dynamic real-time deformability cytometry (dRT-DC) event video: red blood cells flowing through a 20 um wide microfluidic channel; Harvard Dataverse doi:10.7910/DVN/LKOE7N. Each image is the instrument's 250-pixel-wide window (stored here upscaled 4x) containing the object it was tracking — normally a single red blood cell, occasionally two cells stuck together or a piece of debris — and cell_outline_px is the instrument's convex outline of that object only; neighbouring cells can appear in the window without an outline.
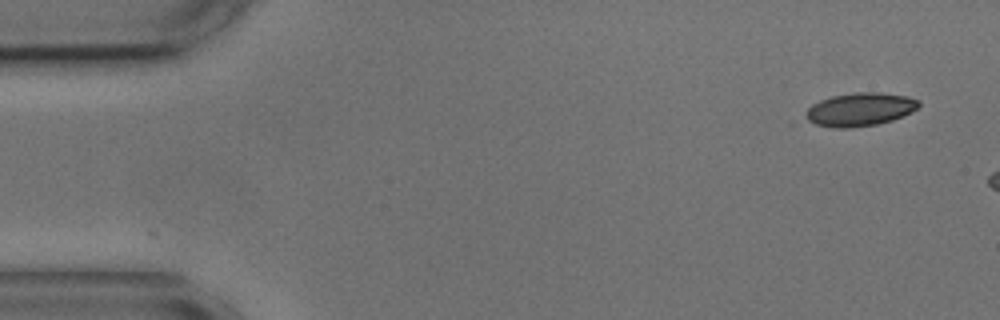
{"species": "common noctule bat (a hibernating species)", "species_latin": "Nyctalus noctula", "temperature_condition": "cold", "stored_images_in_passage": 2, "camera_frame_rate_fps": 3000, "um_per_image_px": 0.085, "animal": {"sex": "male", "body_mass_g": 17.9, "forearm_length_mm": 54.2}, "frame": {"image": 1, "passage_image": 1, "time_ms": 0.0, "image_size_px": [1000, 320], "cell_outline_px": [[920, 104], [912, 112], [892, 120], [876, 124], [848, 128], [832, 128], [816, 124], [808, 120], [804, 116], [804, 112], [812, 104], [820, 100], [832, 96], [856, 92], [880, 92], [908, 96], [920, 100]], "centroid_in_image_um": [73.09, 9.29], "position_along_channel_um": 11.9, "area_um2": 22.02}}